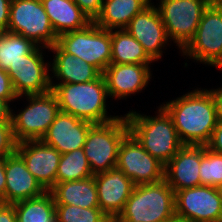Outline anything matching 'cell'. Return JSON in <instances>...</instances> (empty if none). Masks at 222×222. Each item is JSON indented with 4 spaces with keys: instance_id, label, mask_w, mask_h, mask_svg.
Returning a JSON list of instances; mask_svg holds the SVG:
<instances>
[{
    "instance_id": "cell-6",
    "label": "cell",
    "mask_w": 222,
    "mask_h": 222,
    "mask_svg": "<svg viewBox=\"0 0 222 222\" xmlns=\"http://www.w3.org/2000/svg\"><path fill=\"white\" fill-rule=\"evenodd\" d=\"M57 44L68 54L80 57L101 74L111 61V30L102 29L94 22L77 31L64 33Z\"/></svg>"
},
{
    "instance_id": "cell-41",
    "label": "cell",
    "mask_w": 222,
    "mask_h": 222,
    "mask_svg": "<svg viewBox=\"0 0 222 222\" xmlns=\"http://www.w3.org/2000/svg\"><path fill=\"white\" fill-rule=\"evenodd\" d=\"M220 192H221V195H222V186L219 188Z\"/></svg>"
},
{
    "instance_id": "cell-15",
    "label": "cell",
    "mask_w": 222,
    "mask_h": 222,
    "mask_svg": "<svg viewBox=\"0 0 222 222\" xmlns=\"http://www.w3.org/2000/svg\"><path fill=\"white\" fill-rule=\"evenodd\" d=\"M99 208L114 222L124 209L135 187L133 181L118 168L94 175Z\"/></svg>"
},
{
    "instance_id": "cell-25",
    "label": "cell",
    "mask_w": 222,
    "mask_h": 222,
    "mask_svg": "<svg viewBox=\"0 0 222 222\" xmlns=\"http://www.w3.org/2000/svg\"><path fill=\"white\" fill-rule=\"evenodd\" d=\"M153 60L143 46L125 29L111 30V61L113 64H150Z\"/></svg>"
},
{
    "instance_id": "cell-2",
    "label": "cell",
    "mask_w": 222,
    "mask_h": 222,
    "mask_svg": "<svg viewBox=\"0 0 222 222\" xmlns=\"http://www.w3.org/2000/svg\"><path fill=\"white\" fill-rule=\"evenodd\" d=\"M51 88L57 97L61 112L79 119L102 124L119 116H107L106 98L109 96L104 76L87 83H56Z\"/></svg>"
},
{
    "instance_id": "cell-19",
    "label": "cell",
    "mask_w": 222,
    "mask_h": 222,
    "mask_svg": "<svg viewBox=\"0 0 222 222\" xmlns=\"http://www.w3.org/2000/svg\"><path fill=\"white\" fill-rule=\"evenodd\" d=\"M148 65L110 63L102 73L109 96L123 99L142 91L151 78Z\"/></svg>"
},
{
    "instance_id": "cell-5",
    "label": "cell",
    "mask_w": 222,
    "mask_h": 222,
    "mask_svg": "<svg viewBox=\"0 0 222 222\" xmlns=\"http://www.w3.org/2000/svg\"><path fill=\"white\" fill-rule=\"evenodd\" d=\"M128 133L126 116L89 129L83 149L93 175L116 167L120 145Z\"/></svg>"
},
{
    "instance_id": "cell-34",
    "label": "cell",
    "mask_w": 222,
    "mask_h": 222,
    "mask_svg": "<svg viewBox=\"0 0 222 222\" xmlns=\"http://www.w3.org/2000/svg\"><path fill=\"white\" fill-rule=\"evenodd\" d=\"M205 146L209 150L222 155V120H218L211 138Z\"/></svg>"
},
{
    "instance_id": "cell-39",
    "label": "cell",
    "mask_w": 222,
    "mask_h": 222,
    "mask_svg": "<svg viewBox=\"0 0 222 222\" xmlns=\"http://www.w3.org/2000/svg\"><path fill=\"white\" fill-rule=\"evenodd\" d=\"M209 92L212 94L213 99L215 101L218 118L222 120V88L219 89H211Z\"/></svg>"
},
{
    "instance_id": "cell-14",
    "label": "cell",
    "mask_w": 222,
    "mask_h": 222,
    "mask_svg": "<svg viewBox=\"0 0 222 222\" xmlns=\"http://www.w3.org/2000/svg\"><path fill=\"white\" fill-rule=\"evenodd\" d=\"M125 30L143 46L153 61L162 57V47L167 45L169 37L158 8L152 3L135 15Z\"/></svg>"
},
{
    "instance_id": "cell-16",
    "label": "cell",
    "mask_w": 222,
    "mask_h": 222,
    "mask_svg": "<svg viewBox=\"0 0 222 222\" xmlns=\"http://www.w3.org/2000/svg\"><path fill=\"white\" fill-rule=\"evenodd\" d=\"M16 152L24 160L28 171L41 186L50 191L56 184L61 154L42 140H31L17 143Z\"/></svg>"
},
{
    "instance_id": "cell-7",
    "label": "cell",
    "mask_w": 222,
    "mask_h": 222,
    "mask_svg": "<svg viewBox=\"0 0 222 222\" xmlns=\"http://www.w3.org/2000/svg\"><path fill=\"white\" fill-rule=\"evenodd\" d=\"M183 54L222 69V6L213 0L204 10L193 38Z\"/></svg>"
},
{
    "instance_id": "cell-29",
    "label": "cell",
    "mask_w": 222,
    "mask_h": 222,
    "mask_svg": "<svg viewBox=\"0 0 222 222\" xmlns=\"http://www.w3.org/2000/svg\"><path fill=\"white\" fill-rule=\"evenodd\" d=\"M201 185L220 188L222 186V155L201 145L199 169Z\"/></svg>"
},
{
    "instance_id": "cell-10",
    "label": "cell",
    "mask_w": 222,
    "mask_h": 222,
    "mask_svg": "<svg viewBox=\"0 0 222 222\" xmlns=\"http://www.w3.org/2000/svg\"><path fill=\"white\" fill-rule=\"evenodd\" d=\"M213 0H160L158 11L169 39L182 50L193 38L204 10Z\"/></svg>"
},
{
    "instance_id": "cell-36",
    "label": "cell",
    "mask_w": 222,
    "mask_h": 222,
    "mask_svg": "<svg viewBox=\"0 0 222 222\" xmlns=\"http://www.w3.org/2000/svg\"><path fill=\"white\" fill-rule=\"evenodd\" d=\"M0 222H17L13 204H0Z\"/></svg>"
},
{
    "instance_id": "cell-23",
    "label": "cell",
    "mask_w": 222,
    "mask_h": 222,
    "mask_svg": "<svg viewBox=\"0 0 222 222\" xmlns=\"http://www.w3.org/2000/svg\"><path fill=\"white\" fill-rule=\"evenodd\" d=\"M150 2L151 0H103L101 11L93 22L102 29H125L132 18Z\"/></svg>"
},
{
    "instance_id": "cell-27",
    "label": "cell",
    "mask_w": 222,
    "mask_h": 222,
    "mask_svg": "<svg viewBox=\"0 0 222 222\" xmlns=\"http://www.w3.org/2000/svg\"><path fill=\"white\" fill-rule=\"evenodd\" d=\"M36 47L33 41L20 34L0 32V68L5 71L14 68L24 55L30 54Z\"/></svg>"
},
{
    "instance_id": "cell-4",
    "label": "cell",
    "mask_w": 222,
    "mask_h": 222,
    "mask_svg": "<svg viewBox=\"0 0 222 222\" xmlns=\"http://www.w3.org/2000/svg\"><path fill=\"white\" fill-rule=\"evenodd\" d=\"M175 192L163 179L137 185L114 222H174Z\"/></svg>"
},
{
    "instance_id": "cell-9",
    "label": "cell",
    "mask_w": 222,
    "mask_h": 222,
    "mask_svg": "<svg viewBox=\"0 0 222 222\" xmlns=\"http://www.w3.org/2000/svg\"><path fill=\"white\" fill-rule=\"evenodd\" d=\"M28 106L19 114L11 115L14 138L17 143L41 140L60 112L56 95L51 90L44 94L27 95Z\"/></svg>"
},
{
    "instance_id": "cell-24",
    "label": "cell",
    "mask_w": 222,
    "mask_h": 222,
    "mask_svg": "<svg viewBox=\"0 0 222 222\" xmlns=\"http://www.w3.org/2000/svg\"><path fill=\"white\" fill-rule=\"evenodd\" d=\"M50 192L54 197L55 204L82 208L99 207L94 176L83 180L56 183Z\"/></svg>"
},
{
    "instance_id": "cell-13",
    "label": "cell",
    "mask_w": 222,
    "mask_h": 222,
    "mask_svg": "<svg viewBox=\"0 0 222 222\" xmlns=\"http://www.w3.org/2000/svg\"><path fill=\"white\" fill-rule=\"evenodd\" d=\"M37 46L30 54L24 55L14 68L7 73L18 97L23 95L44 94L52 90L48 74L49 63L44 62L42 50Z\"/></svg>"
},
{
    "instance_id": "cell-20",
    "label": "cell",
    "mask_w": 222,
    "mask_h": 222,
    "mask_svg": "<svg viewBox=\"0 0 222 222\" xmlns=\"http://www.w3.org/2000/svg\"><path fill=\"white\" fill-rule=\"evenodd\" d=\"M5 175V204L35 198L46 192L17 152L5 157Z\"/></svg>"
},
{
    "instance_id": "cell-12",
    "label": "cell",
    "mask_w": 222,
    "mask_h": 222,
    "mask_svg": "<svg viewBox=\"0 0 222 222\" xmlns=\"http://www.w3.org/2000/svg\"><path fill=\"white\" fill-rule=\"evenodd\" d=\"M116 168L135 186L158 183L164 179L165 165L151 156L130 132L120 145Z\"/></svg>"
},
{
    "instance_id": "cell-37",
    "label": "cell",
    "mask_w": 222,
    "mask_h": 222,
    "mask_svg": "<svg viewBox=\"0 0 222 222\" xmlns=\"http://www.w3.org/2000/svg\"><path fill=\"white\" fill-rule=\"evenodd\" d=\"M5 157H0V201L5 204Z\"/></svg>"
},
{
    "instance_id": "cell-40",
    "label": "cell",
    "mask_w": 222,
    "mask_h": 222,
    "mask_svg": "<svg viewBox=\"0 0 222 222\" xmlns=\"http://www.w3.org/2000/svg\"><path fill=\"white\" fill-rule=\"evenodd\" d=\"M222 6V0H216Z\"/></svg>"
},
{
    "instance_id": "cell-21",
    "label": "cell",
    "mask_w": 222,
    "mask_h": 222,
    "mask_svg": "<svg viewBox=\"0 0 222 222\" xmlns=\"http://www.w3.org/2000/svg\"><path fill=\"white\" fill-rule=\"evenodd\" d=\"M41 3L58 37L84 29L92 23L73 0H41Z\"/></svg>"
},
{
    "instance_id": "cell-33",
    "label": "cell",
    "mask_w": 222,
    "mask_h": 222,
    "mask_svg": "<svg viewBox=\"0 0 222 222\" xmlns=\"http://www.w3.org/2000/svg\"><path fill=\"white\" fill-rule=\"evenodd\" d=\"M0 98H4L9 102L19 98L12 86L11 79L7 71L0 68Z\"/></svg>"
},
{
    "instance_id": "cell-17",
    "label": "cell",
    "mask_w": 222,
    "mask_h": 222,
    "mask_svg": "<svg viewBox=\"0 0 222 222\" xmlns=\"http://www.w3.org/2000/svg\"><path fill=\"white\" fill-rule=\"evenodd\" d=\"M93 125L92 122L60 111L41 140L60 154L71 152L83 148Z\"/></svg>"
},
{
    "instance_id": "cell-22",
    "label": "cell",
    "mask_w": 222,
    "mask_h": 222,
    "mask_svg": "<svg viewBox=\"0 0 222 222\" xmlns=\"http://www.w3.org/2000/svg\"><path fill=\"white\" fill-rule=\"evenodd\" d=\"M54 51L52 73L60 83H87L96 80L101 73L80 57L65 52L57 43L49 48Z\"/></svg>"
},
{
    "instance_id": "cell-30",
    "label": "cell",
    "mask_w": 222,
    "mask_h": 222,
    "mask_svg": "<svg viewBox=\"0 0 222 222\" xmlns=\"http://www.w3.org/2000/svg\"><path fill=\"white\" fill-rule=\"evenodd\" d=\"M55 213L57 222H112L99 207L55 204Z\"/></svg>"
},
{
    "instance_id": "cell-32",
    "label": "cell",
    "mask_w": 222,
    "mask_h": 222,
    "mask_svg": "<svg viewBox=\"0 0 222 222\" xmlns=\"http://www.w3.org/2000/svg\"><path fill=\"white\" fill-rule=\"evenodd\" d=\"M93 22L99 15L103 0H73Z\"/></svg>"
},
{
    "instance_id": "cell-26",
    "label": "cell",
    "mask_w": 222,
    "mask_h": 222,
    "mask_svg": "<svg viewBox=\"0 0 222 222\" xmlns=\"http://www.w3.org/2000/svg\"><path fill=\"white\" fill-rule=\"evenodd\" d=\"M17 222H57L55 200L50 191L13 203Z\"/></svg>"
},
{
    "instance_id": "cell-35",
    "label": "cell",
    "mask_w": 222,
    "mask_h": 222,
    "mask_svg": "<svg viewBox=\"0 0 222 222\" xmlns=\"http://www.w3.org/2000/svg\"><path fill=\"white\" fill-rule=\"evenodd\" d=\"M11 1L12 0H0V32L8 30Z\"/></svg>"
},
{
    "instance_id": "cell-3",
    "label": "cell",
    "mask_w": 222,
    "mask_h": 222,
    "mask_svg": "<svg viewBox=\"0 0 222 222\" xmlns=\"http://www.w3.org/2000/svg\"><path fill=\"white\" fill-rule=\"evenodd\" d=\"M156 117L129 111L125 116L129 132L154 158L166 165L184 146L171 117L160 106Z\"/></svg>"
},
{
    "instance_id": "cell-28",
    "label": "cell",
    "mask_w": 222,
    "mask_h": 222,
    "mask_svg": "<svg viewBox=\"0 0 222 222\" xmlns=\"http://www.w3.org/2000/svg\"><path fill=\"white\" fill-rule=\"evenodd\" d=\"M91 176L94 175L83 148L61 154L56 183L83 180Z\"/></svg>"
},
{
    "instance_id": "cell-38",
    "label": "cell",
    "mask_w": 222,
    "mask_h": 222,
    "mask_svg": "<svg viewBox=\"0 0 222 222\" xmlns=\"http://www.w3.org/2000/svg\"><path fill=\"white\" fill-rule=\"evenodd\" d=\"M8 100L0 98V121H11L12 111Z\"/></svg>"
},
{
    "instance_id": "cell-18",
    "label": "cell",
    "mask_w": 222,
    "mask_h": 222,
    "mask_svg": "<svg viewBox=\"0 0 222 222\" xmlns=\"http://www.w3.org/2000/svg\"><path fill=\"white\" fill-rule=\"evenodd\" d=\"M201 145H184L165 165L164 180L174 192L200 186Z\"/></svg>"
},
{
    "instance_id": "cell-8",
    "label": "cell",
    "mask_w": 222,
    "mask_h": 222,
    "mask_svg": "<svg viewBox=\"0 0 222 222\" xmlns=\"http://www.w3.org/2000/svg\"><path fill=\"white\" fill-rule=\"evenodd\" d=\"M8 32L20 34L37 46L49 48L58 42L41 0H12Z\"/></svg>"
},
{
    "instance_id": "cell-1",
    "label": "cell",
    "mask_w": 222,
    "mask_h": 222,
    "mask_svg": "<svg viewBox=\"0 0 222 222\" xmlns=\"http://www.w3.org/2000/svg\"><path fill=\"white\" fill-rule=\"evenodd\" d=\"M171 117L184 145H206L219 120L209 90H194L161 106Z\"/></svg>"
},
{
    "instance_id": "cell-31",
    "label": "cell",
    "mask_w": 222,
    "mask_h": 222,
    "mask_svg": "<svg viewBox=\"0 0 222 222\" xmlns=\"http://www.w3.org/2000/svg\"><path fill=\"white\" fill-rule=\"evenodd\" d=\"M17 142L14 138L11 121H0V157L16 152Z\"/></svg>"
},
{
    "instance_id": "cell-11",
    "label": "cell",
    "mask_w": 222,
    "mask_h": 222,
    "mask_svg": "<svg viewBox=\"0 0 222 222\" xmlns=\"http://www.w3.org/2000/svg\"><path fill=\"white\" fill-rule=\"evenodd\" d=\"M178 222H222V195L217 187L195 186L175 192Z\"/></svg>"
}]
</instances>
